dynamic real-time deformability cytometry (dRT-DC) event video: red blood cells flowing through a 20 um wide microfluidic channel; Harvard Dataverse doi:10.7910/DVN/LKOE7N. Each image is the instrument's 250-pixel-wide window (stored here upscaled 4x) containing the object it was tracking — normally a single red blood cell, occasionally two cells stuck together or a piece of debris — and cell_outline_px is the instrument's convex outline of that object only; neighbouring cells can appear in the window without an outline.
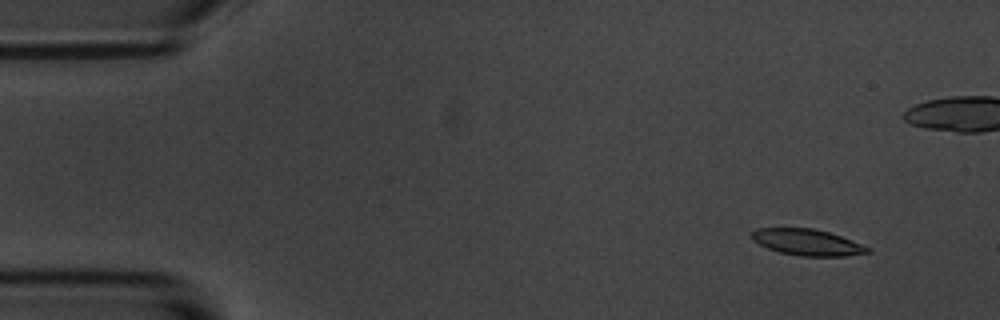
{"species": "common noctule bat (a hibernating species)", "species_latin": "Nyctalus noctula", "temperature_condition": "room temperature", "stored_images_in_passage": 6, "camera_frame_rate_fps": 3000, "um_per_image_px": 0.085, "animal": {"sex": "male", "body_mass_g": 20.1, "forearm_length_mm": 53.5}, "frame": {"image": 1, "passage_image": 2, "time_ms": 1.333, "image_size_px": [1000, 320], "cell_outline_px": [[872, 252], [844, 256], [800, 256], [780, 252], [768, 248], [752, 240], [752, 232], [756, 228], [812, 228], [828, 232], [852, 240], [872, 248]], "centroid_in_image_um": [68.65, 20.6], "position_along_channel_um": 16.4, "area_um2": 17.69}}